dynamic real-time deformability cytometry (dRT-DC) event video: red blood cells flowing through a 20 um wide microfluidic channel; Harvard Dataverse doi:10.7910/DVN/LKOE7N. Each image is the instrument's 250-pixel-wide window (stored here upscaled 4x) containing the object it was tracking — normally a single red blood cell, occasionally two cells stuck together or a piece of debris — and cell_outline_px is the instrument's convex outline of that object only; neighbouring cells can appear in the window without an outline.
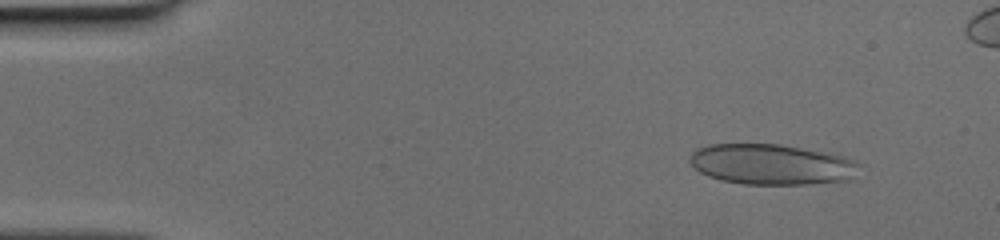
{"species": "human", "species_latin": "Homo sapiens", "temperature_condition": "cold", "stored_images_in_passage": 49, "camera_frame_rate_fps": 3000, "um_per_image_px": 0.085, "donor": {"sex": "female"}, "frame": {"image": 1, "passage_image": 5, "time_ms": 1.333, "image_size_px": [1000, 240], "cell_outline_px": [[860, 164], [852, 180], [808, 184], [744, 184], [720, 180], [708, 176], [700, 172], [688, 160], [692, 152], [696, 148], [708, 144], [780, 144], [844, 156], [856, 160]], "centroid_in_image_um": [65.58, 13.97], "position_along_channel_um": 19.4, "area_um2": 40.17}}
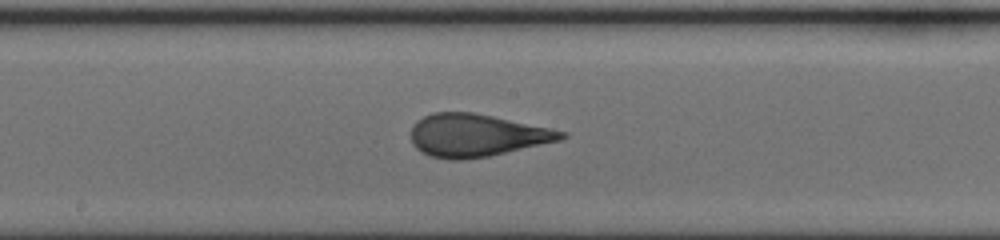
{"frame": {"image": 2, "passage_image": 26, "time_ms": 8.333, "image_size_px": [1000, 240], "cell_outline_px": [[568, 136], [560, 140], [488, 156], [460, 160], [452, 160], [432, 156], [420, 152], [412, 144], [412, 124], [416, 120], [432, 112], [472, 112], [552, 128], [568, 132]], "centroid_in_image_um": [40.49, 11.49], "position_along_channel_um": 207.7, "area_um2": 37.22}}
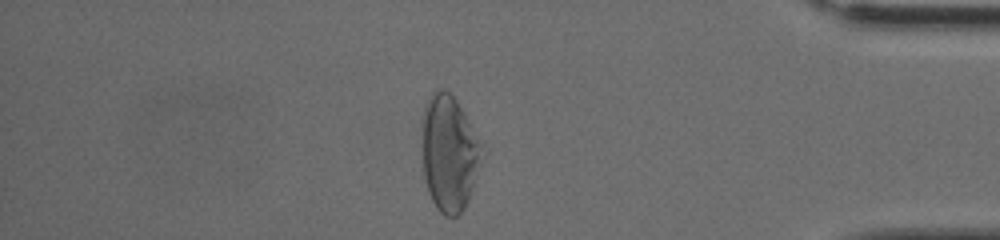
{"frame": {"image": 3, "passage_image": 42, "time_ms": 13.667, "image_size_px": [1000, 240], "cell_outline_px": [[484, 144], [472, 188], [468, 200], [464, 208], [456, 216], [444, 216], [436, 208], [432, 200], [424, 176], [424, 108], [432, 92], [436, 88], [444, 88], [456, 100], [464, 112]], "centroid_in_image_um": [38.2, 13.0], "position_along_channel_um": 397.0, "area_um2": 39.65}}